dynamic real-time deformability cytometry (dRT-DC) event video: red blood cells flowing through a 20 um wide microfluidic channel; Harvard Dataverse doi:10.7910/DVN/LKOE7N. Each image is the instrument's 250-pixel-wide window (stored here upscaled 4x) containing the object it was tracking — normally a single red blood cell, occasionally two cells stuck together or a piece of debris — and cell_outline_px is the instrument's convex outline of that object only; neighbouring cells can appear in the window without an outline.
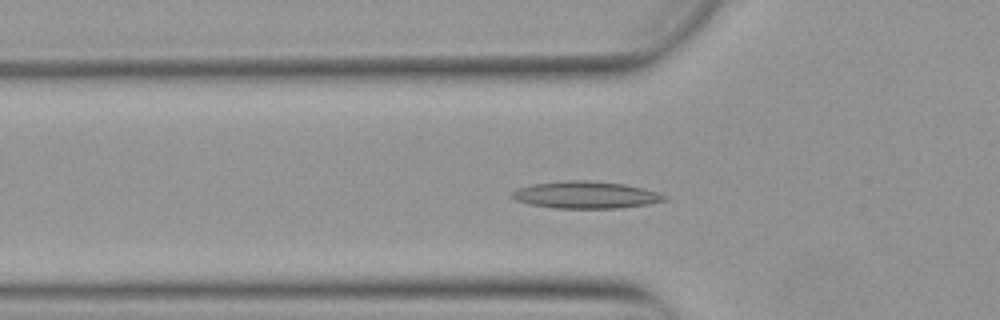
{"species": "Egyptian fruit bat (a non-hibernating species)", "species_latin": "Rousettus aegyptiacus", "temperature_condition": "warm", "stored_images_in_passage": 53, "camera_frame_rate_fps": 3000, "um_per_image_px": 0.085, "animal": {"sex": "female"}, "frame": {"image": 1, "passage_image": 17, "time_ms": 5.333, "image_size_px": [1000, 320], "cell_outline_px": [[668, 200], [648, 204], [620, 208], [556, 208], [528, 204], [516, 200], [508, 196], [516, 188], [532, 184], [572, 180], [588, 180], [624, 184], [656, 192], [668, 196]], "centroid_in_image_um": [49.75, 16.57], "position_along_channel_um": 76.0, "area_um2": 24.04}}
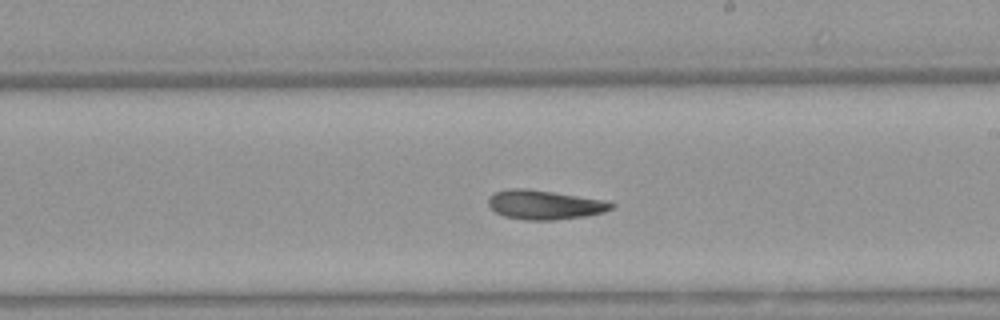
{"frame": {"image": 2, "passage_image": 30, "time_ms": 9.667, "image_size_px": [1000, 320], "cell_outline_px": [[616, 204], [612, 208], [604, 212], [584, 216], [552, 220], [524, 220], [504, 216], [496, 212], [488, 204], [488, 196], [496, 192], [512, 188], [528, 188], [604, 200]], "centroid_in_image_um": [46.27, 17.4], "position_along_channel_um": 242.7, "area_um2": 20.87}}
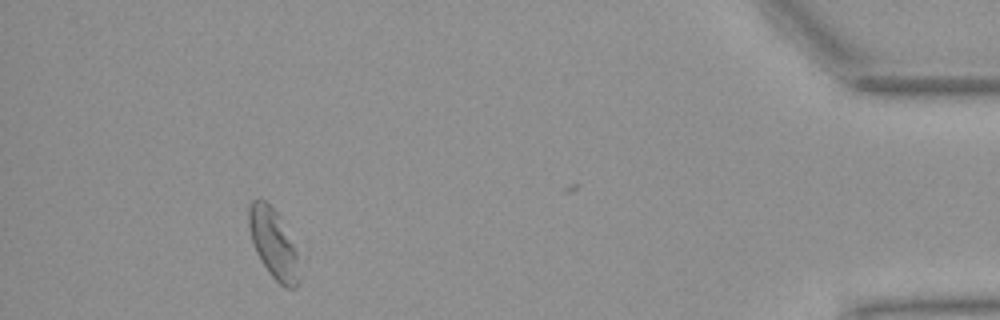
{"frame": {"image": 3, "passage_image": 48, "time_ms": 15.667, "image_size_px": [1000, 320], "cell_outline_px": [[300, 280], [296, 288], [284, 288], [268, 272], [256, 252], [252, 240], [248, 224], [248, 204], [252, 200], [264, 200], [280, 216], [296, 252]], "centroid_in_image_um": [23.22, 20.72], "position_along_channel_um": 412.0, "area_um2": 20.11}, "authors_computed_cell_mechanics": {"area_um2": 21.2126, "velocity_mm_per_s": 3.8478, "shape_relaxation_time_tau1_ms": 10.5556, "shape_relaxation_time_tau2_ms": 5.3854, "deformation_change_tau1": 0.2259, "deformation_change_tau2": 0.1499}}